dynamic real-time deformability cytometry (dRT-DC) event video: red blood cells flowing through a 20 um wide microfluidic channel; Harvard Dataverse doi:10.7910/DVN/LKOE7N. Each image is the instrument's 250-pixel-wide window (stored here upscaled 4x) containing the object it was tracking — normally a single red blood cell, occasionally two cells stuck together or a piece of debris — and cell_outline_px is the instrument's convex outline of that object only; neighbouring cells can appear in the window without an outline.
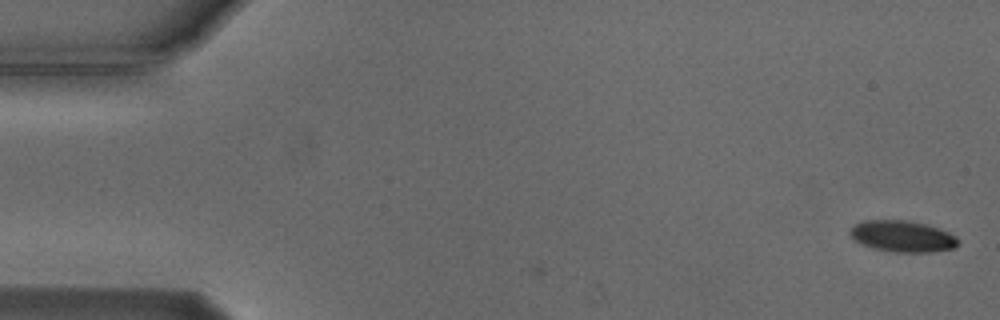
{"species": "Egyptian fruit bat (a non-hibernating species)", "species_latin": "Rousettus aegyptiacus", "temperature_condition": "cold", "stored_images_in_passage": 2, "camera_frame_rate_fps": 3000, "um_per_image_px": 0.085, "animal": {"sex": "male"}, "frame": {"image": 1, "passage_image": 2, "time_ms": 0.333, "image_size_px": [1000, 320], "cell_outline_px": [[960, 240], [956, 248], [932, 252], [896, 252], [872, 248], [860, 244], [848, 232], [856, 224], [864, 220], [904, 220], [924, 224], [948, 232], [956, 236]], "centroid_in_image_um": [76.73, 20.1], "position_along_channel_um": 8.3, "area_um2": 19.65}}